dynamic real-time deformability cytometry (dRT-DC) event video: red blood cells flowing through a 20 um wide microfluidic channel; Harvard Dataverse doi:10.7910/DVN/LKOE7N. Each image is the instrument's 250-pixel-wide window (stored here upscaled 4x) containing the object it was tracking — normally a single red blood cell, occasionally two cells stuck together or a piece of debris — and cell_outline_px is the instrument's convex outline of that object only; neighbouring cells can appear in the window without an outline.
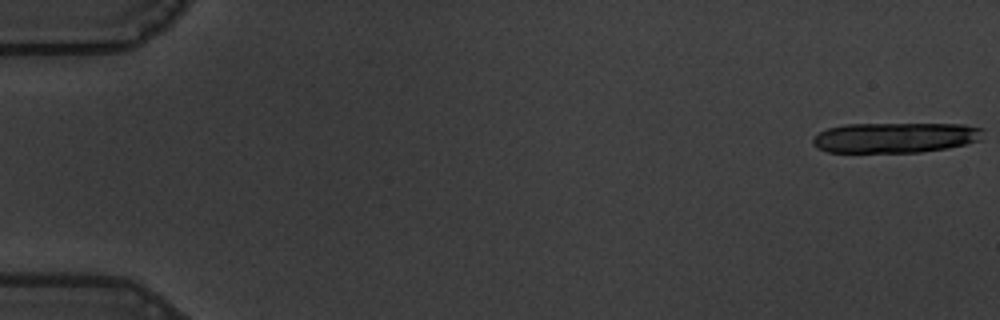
{"species": "common noctule bat (a hibernating species)", "species_latin": "Nyctalus noctula", "temperature_condition": "warm", "stored_images_in_passage": 21, "camera_frame_rate_fps": 3000, "um_per_image_px": 0.085, "animal": {"sex": "male", "body_mass_g": 19.5, "forearm_length_mm": 54.6}, "frame": {"image": 1, "passage_image": 1, "time_ms": 0.0, "image_size_px": [1000, 320], "cell_outline_px": [[984, 128], [980, 140], [948, 148], [920, 152], [828, 152], [816, 148], [812, 144], [812, 140], [820, 132], [828, 128], [844, 124], [964, 124]], "centroid_in_image_um": [76.09, 11.69], "position_along_channel_um": 8.9, "area_um2": 30.11}}